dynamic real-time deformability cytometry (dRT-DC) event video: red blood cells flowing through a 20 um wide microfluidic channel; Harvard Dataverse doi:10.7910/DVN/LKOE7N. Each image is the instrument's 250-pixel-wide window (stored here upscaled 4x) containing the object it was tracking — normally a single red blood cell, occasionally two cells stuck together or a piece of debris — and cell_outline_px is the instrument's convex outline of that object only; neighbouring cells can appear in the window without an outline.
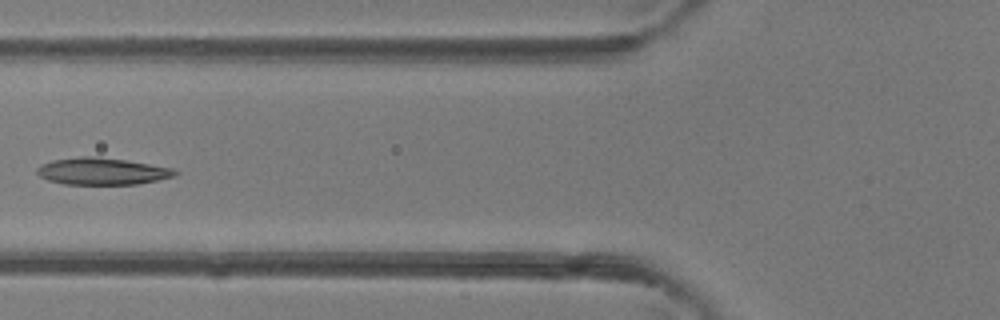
{"species": "common noctule bat (a hibernating species)", "species_latin": "Nyctalus noctula", "temperature_condition": "room temperature", "stored_images_in_passage": 6, "camera_frame_rate_fps": 3000, "um_per_image_px": 0.085, "animal": {"sex": "female"}, "frame": {"image": 1, "passage_image": 6, "time_ms": 5.667, "image_size_px": [1000, 320], "cell_outline_px": [[180, 172], [176, 176], [136, 184], [64, 184], [48, 180], [40, 176], [36, 172], [36, 168], [40, 164], [52, 160], [80, 156], [96, 156], [128, 160], [176, 168]], "centroid_in_image_um": [8.71, 14.54], "position_along_channel_um": 117.1, "area_um2": 21.96}}